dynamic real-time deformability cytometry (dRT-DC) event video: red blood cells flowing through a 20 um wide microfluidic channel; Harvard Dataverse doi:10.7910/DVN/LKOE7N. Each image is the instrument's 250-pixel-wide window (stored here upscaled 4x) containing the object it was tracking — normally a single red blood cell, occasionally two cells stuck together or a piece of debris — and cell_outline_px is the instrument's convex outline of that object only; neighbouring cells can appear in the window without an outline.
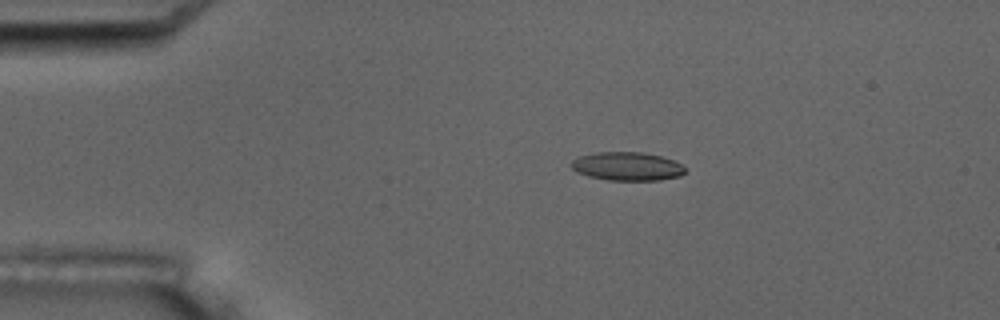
{"species": "common noctule bat (a hibernating species)", "species_latin": "Nyctalus noctula", "temperature_condition": "room temperature", "stored_images_in_passage": 12, "camera_frame_rate_fps": 3000, "um_per_image_px": 0.085, "animal": {"sex": "male", "body_mass_g": 17.5, "forearm_length_mm": 52.3}, "frame": {"image": 1, "passage_image": 4, "time_ms": 3.333, "image_size_px": [1000, 320], "cell_outline_px": [[684, 172], [680, 176], [660, 180], [608, 180], [588, 176], [576, 172], [568, 164], [572, 160], [580, 156], [596, 152], [644, 152], [660, 156], [672, 160], [680, 164], [684, 168]], "centroid_in_image_um": [53.26, 14.14], "position_along_channel_um": 31.7, "area_um2": 18.9}}
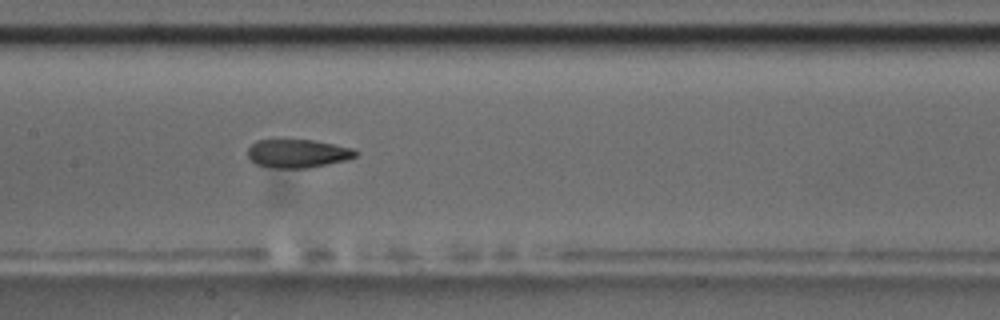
{"frame": {"image": 2, "passage_image": 9, "time_ms": 9.0, "image_size_px": [1000, 320], "cell_outline_px": [[360, 152], [356, 156], [348, 160], [308, 168], [276, 168], [256, 164], [248, 156], [248, 148], [256, 140], [312, 140], [352, 148]], "centroid_in_image_um": [25.33, 13.05], "position_along_channel_um": 182.1, "area_um2": 17.8}}